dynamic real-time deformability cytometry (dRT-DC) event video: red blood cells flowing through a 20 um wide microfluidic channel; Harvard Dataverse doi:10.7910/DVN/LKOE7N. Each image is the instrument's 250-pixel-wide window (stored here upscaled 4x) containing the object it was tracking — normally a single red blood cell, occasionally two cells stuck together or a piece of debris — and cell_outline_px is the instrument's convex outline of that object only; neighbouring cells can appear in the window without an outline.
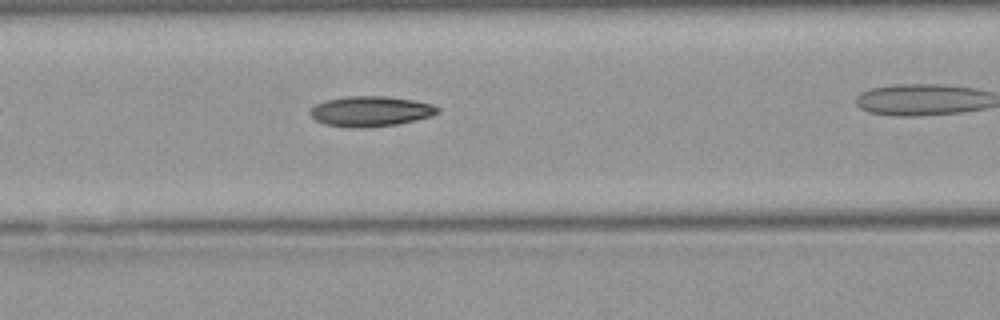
{"species": "Egyptian fruit bat (a non-hibernating species)", "species_latin": "Rousettus aegyptiacus", "temperature_condition": "warm", "stored_images_in_passage": 28, "camera_frame_rate_fps": 3000, "um_per_image_px": 0.085, "animal": {"sex": "female"}, "frame": {"image": 1, "passage_image": 9, "time_ms": 2.667, "image_size_px": [1000, 320], "cell_outline_px": [[440, 112], [432, 116], [416, 120], [396, 124], [360, 128], [352, 128], [324, 124], [316, 120], [308, 112], [316, 104], [324, 100], [348, 96], [388, 96], [412, 100], [432, 104], [440, 108]], "centroid_in_image_um": [31.5, 9.46], "position_along_channel_um": 135.1, "area_um2": 22.54}}
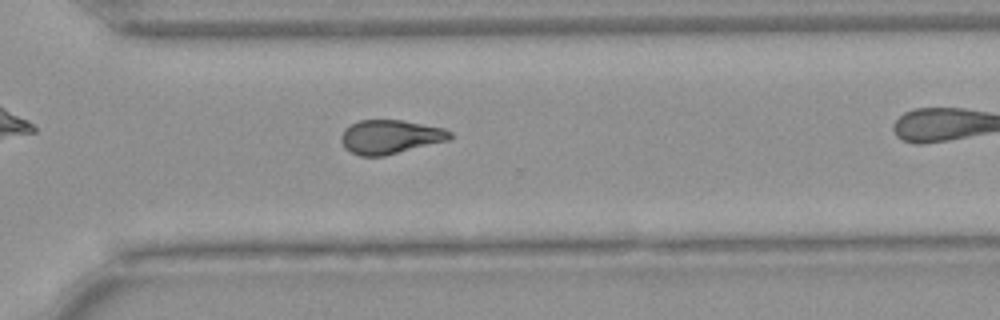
{"frame": {"image": 2, "passage_image": 24, "time_ms": 7.667, "image_size_px": [1000, 320], "cell_outline_px": [[452, 136], [448, 140], [384, 156], [360, 156], [344, 148], [340, 140], [340, 136], [344, 128], [360, 120], [404, 120], [444, 128], [452, 132]], "centroid_in_image_um": [33.14, 11.63], "position_along_channel_um": 337.5, "area_um2": 21.56}}